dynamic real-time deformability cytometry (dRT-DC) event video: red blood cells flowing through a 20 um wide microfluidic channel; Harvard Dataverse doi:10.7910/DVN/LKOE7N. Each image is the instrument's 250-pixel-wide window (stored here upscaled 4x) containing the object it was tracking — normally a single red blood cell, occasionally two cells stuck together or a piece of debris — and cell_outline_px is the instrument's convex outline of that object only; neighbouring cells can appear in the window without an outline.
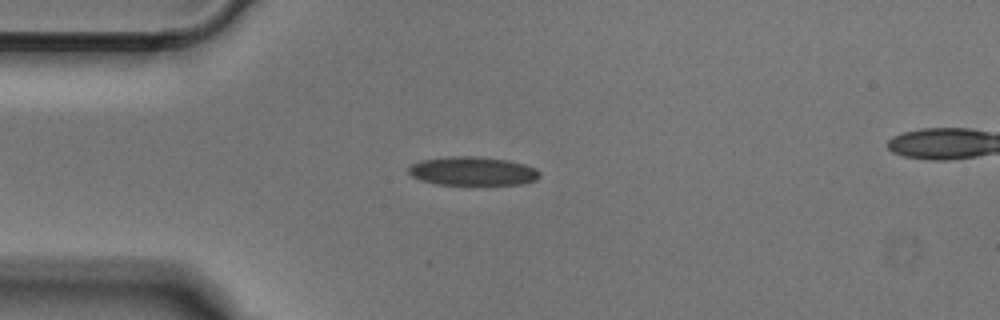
{"species": "Egyptian fruit bat (a non-hibernating species)", "species_latin": "Rousettus aegyptiacus", "temperature_condition": "cold", "stored_images_in_passage": 39, "camera_frame_rate_fps": 3000, "um_per_image_px": 0.085, "animal": {"sex": "male"}, "frame": {"image": 1, "passage_image": 1, "time_ms": 0.0, "image_size_px": [1000, 320], "cell_outline_px": [[540, 176], [536, 180], [524, 184], [436, 184], [420, 180], [412, 176], [408, 172], [408, 168], [412, 164], [420, 160], [448, 156], [480, 156], [508, 160], [524, 164], [536, 168], [540, 172]], "centroid_in_image_um": [40.18, 14.53], "position_along_channel_um": 44.8, "area_um2": 22.08}}
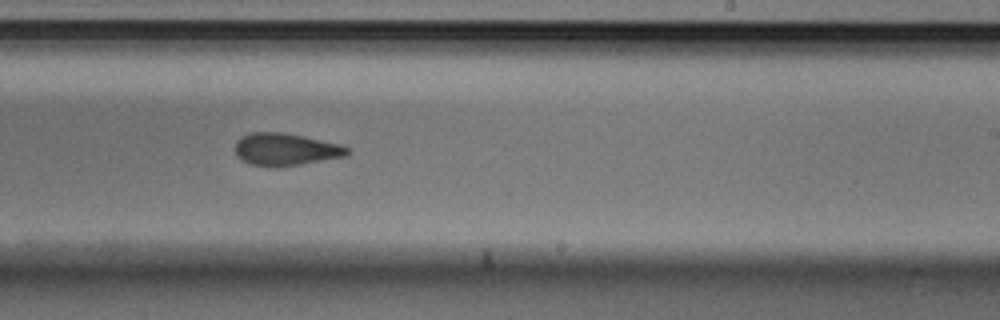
{"frame": {"image": 2, "passage_image": 19, "time_ms": 6.0, "image_size_px": [1000, 320], "cell_outline_px": [[348, 152], [344, 156], [300, 164], [252, 164], [240, 160], [236, 156], [236, 140], [240, 136], [252, 132], [280, 132], [340, 144], [348, 148]], "centroid_in_image_um": [24.22, 12.66], "position_along_channel_um": 264.8, "area_um2": 20.23}}
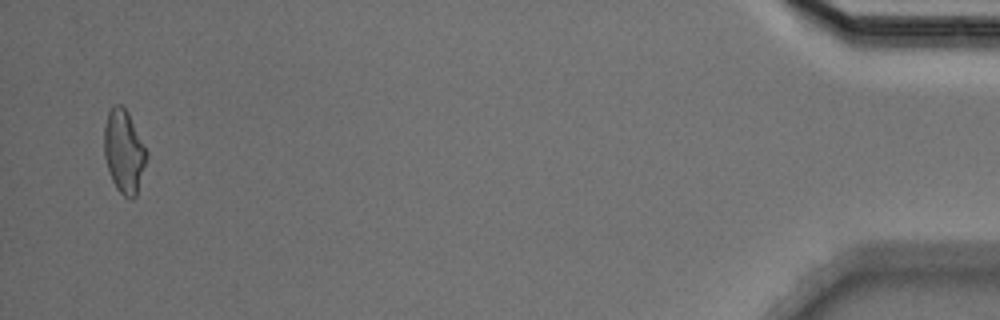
{"frame": {"image": 3, "passage_image": 38, "time_ms": 12.333, "image_size_px": [1000, 320], "cell_outline_px": [[148, 156], [136, 196], [132, 200], [128, 200], [116, 188], [112, 180], [104, 156], [104, 128], [108, 112], [112, 104], [120, 104], [128, 112], [148, 152]], "centroid_in_image_um": [10.54, 12.88], "position_along_channel_um": 424.7, "area_um2": 20.69}}